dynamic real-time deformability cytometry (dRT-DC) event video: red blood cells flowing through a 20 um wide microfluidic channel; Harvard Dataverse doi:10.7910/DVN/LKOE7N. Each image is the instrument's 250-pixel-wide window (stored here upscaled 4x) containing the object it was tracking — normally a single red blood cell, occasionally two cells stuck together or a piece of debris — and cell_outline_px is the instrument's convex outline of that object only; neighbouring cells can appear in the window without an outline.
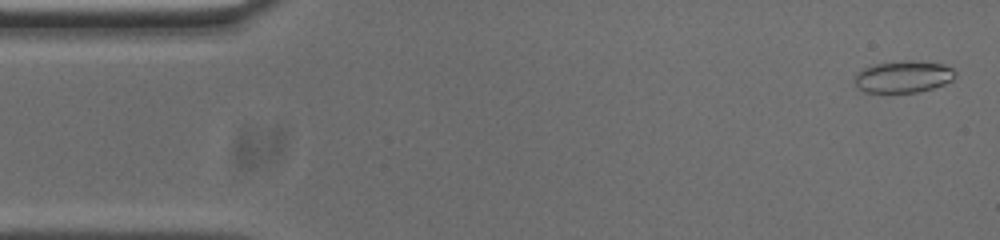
{"species": "common noctule bat (a hibernating species)", "species_latin": "Nyctalus noctula", "temperature_condition": "cold", "stored_images_in_passage": 53, "camera_frame_rate_fps": 3000, "um_per_image_px": 0.085, "animal": {"sex": "male", "body_mass_g": 20.0, "forearm_length_mm": 53.3}, "frame": {"image": 1, "passage_image": 2, "time_ms": 0.333, "image_size_px": [1000, 240], "cell_outline_px": [[956, 76], [952, 80], [944, 84], [932, 88], [916, 92], [860, 92], [856, 88], [856, 76], [864, 68], [876, 64], [904, 60], [912, 60], [944, 64], [952, 68], [956, 72]], "centroid_in_image_um": [76.81, 6.52], "position_along_channel_um": 8.2, "area_um2": 18.61}}
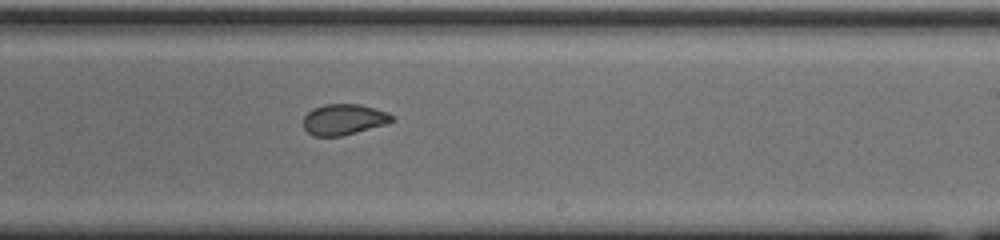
{"frame": {"image": 2, "passage_image": 31, "time_ms": 10.0, "image_size_px": [1000, 240], "cell_outline_px": [[396, 120], [388, 124], [340, 136], [312, 136], [304, 128], [304, 116], [312, 108], [324, 104], [360, 104], [388, 112], [396, 116]], "centroid_in_image_um": [29.27, 10.15], "position_along_channel_um": 259.7, "area_um2": 16.13}}
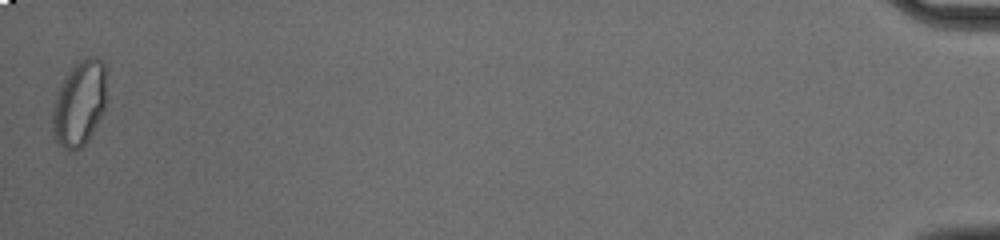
{"frame": {"image": 3, "passage_image": 53, "time_ms": 17.333, "image_size_px": [1000, 240], "cell_outline_px": [[104, 108], [88, 140], [76, 152], [72, 152], [64, 148], [52, 136], [52, 108], [56, 92], [68, 72], [76, 64], [88, 56], [96, 56], [104, 64]], "centroid_in_image_um": [6.69, 8.82], "position_along_channel_um": 428.5, "area_um2": 26.53}, "authors_computed_cell_mechanics": {"area_um2": 17.7446, "velocity_mm_per_s": 3.7536, "shape_relaxation_time_tau1_ms": null, "shape_relaxation_time_tau2_ms": 1.2236, "deformation_change_tau1": null, "deformation_change_tau2": 0.0627}}